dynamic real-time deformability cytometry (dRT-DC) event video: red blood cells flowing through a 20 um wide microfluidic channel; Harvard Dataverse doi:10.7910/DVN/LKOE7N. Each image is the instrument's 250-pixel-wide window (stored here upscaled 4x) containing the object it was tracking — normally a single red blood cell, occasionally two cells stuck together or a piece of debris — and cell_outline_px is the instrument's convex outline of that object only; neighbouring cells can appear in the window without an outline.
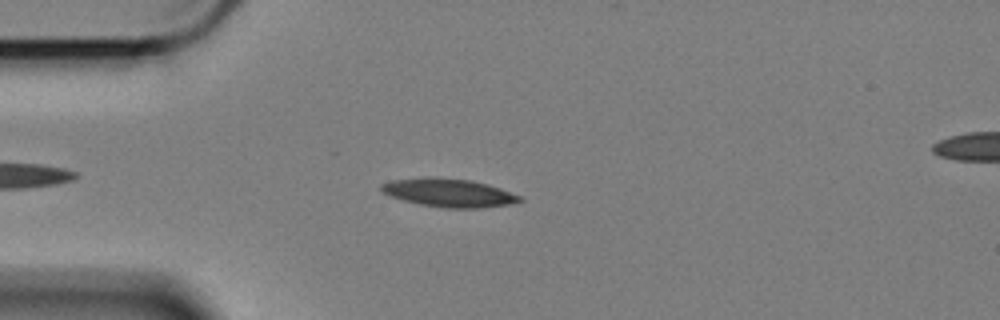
{"species": "Egyptian fruit bat (a non-hibernating species)", "species_latin": "Rousettus aegyptiacus", "temperature_condition": "cold", "stored_images_in_passage": 48, "camera_frame_rate_fps": 3000, "um_per_image_px": 0.085, "animal": {"sex": "female"}, "frame": {"image": 1, "passage_image": 8, "time_ms": 2.333, "image_size_px": [1000, 320], "cell_outline_px": [[524, 200], [512, 204], [480, 208], [444, 208], [420, 204], [404, 200], [392, 196], [384, 192], [380, 188], [380, 184], [392, 180], [428, 176], [472, 180], [488, 184], [524, 196]], "centroid_in_image_um": [38.22, 16.38], "position_along_channel_um": 46.8, "area_um2": 23.06}}
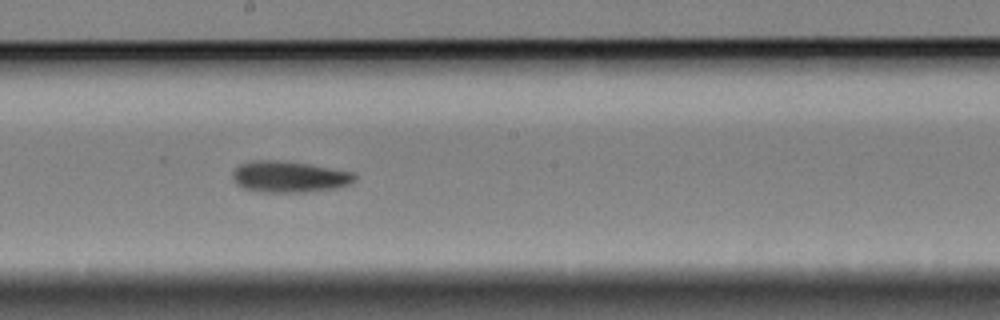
{"frame": {"image": 2, "passage_image": 25, "time_ms": 8.0, "image_size_px": [1000, 320], "cell_outline_px": [[356, 180], [348, 184], [336, 188], [304, 192], [260, 192], [244, 188], [236, 184], [232, 180], [232, 172], [240, 164], [252, 160], [280, 160], [308, 164], [356, 172]], "centroid_in_image_um": [24.57, 15.02], "position_along_channel_um": 223.6, "area_um2": 22.43}}
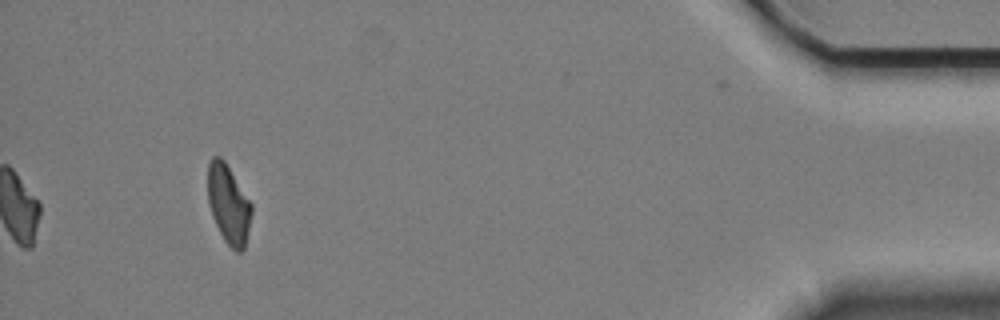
{"frame": {"image": 3, "passage_image": 48, "time_ms": 15.667, "image_size_px": [1000, 320], "cell_outline_px": [[252, 212], [244, 248], [240, 252], [236, 252], [224, 240], [212, 216], [208, 204], [208, 164], [212, 156], [220, 156], [224, 160], [252, 204]], "centroid_in_image_um": [19.41, 17.34], "position_along_channel_um": 415.8, "area_um2": 19.94}, "authors_computed_cell_mechanics": {"area_um2": 21.7617, "velocity_mm_per_s": 3.3658, "shape_relaxation_time_tau1_ms": 3.4667, "shape_relaxation_time_tau2_ms": null, "deformation_change_tau1": 0.1392, "deformation_change_tau2": null}}